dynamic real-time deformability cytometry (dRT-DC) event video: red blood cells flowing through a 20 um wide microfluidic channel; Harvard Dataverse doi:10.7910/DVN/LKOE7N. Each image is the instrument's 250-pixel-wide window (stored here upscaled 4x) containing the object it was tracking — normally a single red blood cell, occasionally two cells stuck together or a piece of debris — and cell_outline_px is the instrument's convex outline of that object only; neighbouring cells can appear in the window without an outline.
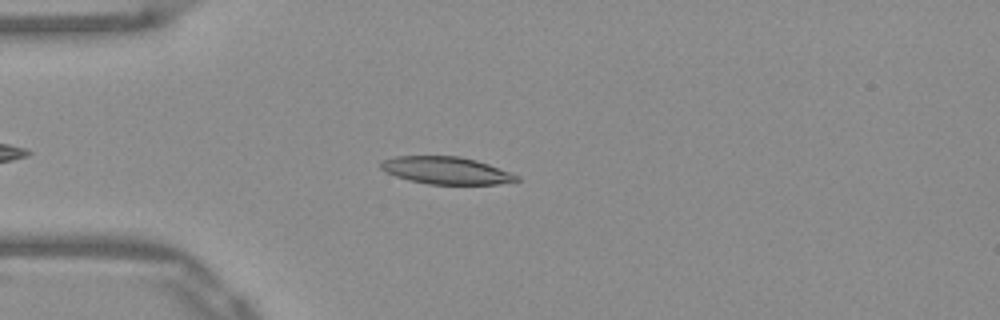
{"species": "Egyptian fruit bat (a non-hibernating species)", "species_latin": "Rousettus aegyptiacus", "temperature_condition": "warm", "stored_images_in_passage": 46, "camera_frame_rate_fps": 3000, "um_per_image_px": 0.085, "frame": {"image": 1, "passage_image": 8, "time_ms": 2.333, "image_size_px": [1000, 320], "cell_outline_px": [[520, 180], [496, 184], [428, 184], [408, 180], [384, 172], [380, 168], [380, 160], [396, 156], [460, 156], [476, 160], [488, 164], [520, 176]], "centroid_in_image_um": [37.88, 14.48], "position_along_channel_um": 47.1, "area_um2": 21.68}}
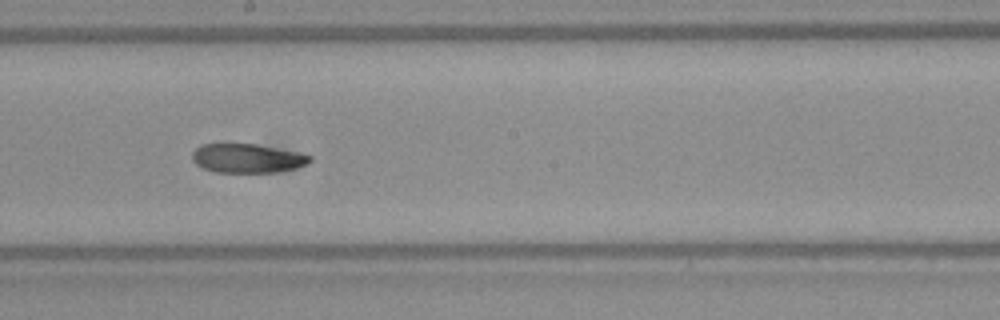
{"frame": {"image": 2, "passage_image": 23, "time_ms": 7.333, "image_size_px": [1000, 320], "cell_outline_px": [[312, 160], [296, 168], [276, 172], [216, 172], [204, 168], [196, 164], [192, 160], [192, 152], [200, 144], [256, 144], [296, 152], [312, 156]], "centroid_in_image_um": [20.99, 13.45], "position_along_channel_um": 227.2, "area_um2": 19.71}}
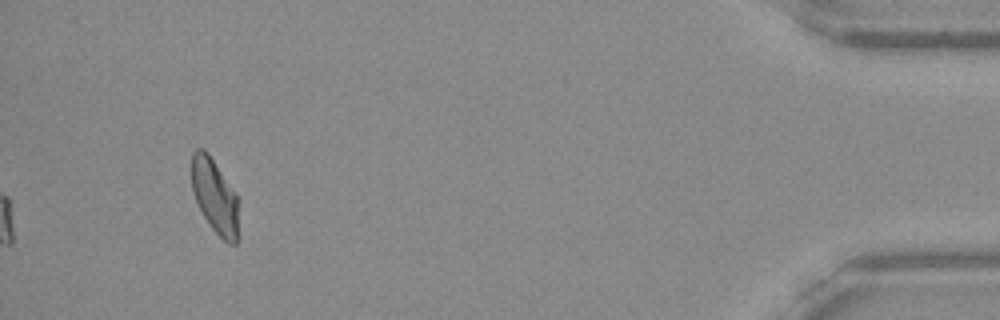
{"frame": {"image": 3, "passage_image": 43, "time_ms": 14.0, "image_size_px": [1000, 320], "cell_outline_px": [[236, 244], [228, 244], [212, 228], [204, 216], [192, 192], [192, 152], [196, 148], [204, 148], [208, 152], [236, 192]], "centroid_in_image_um": [18.22, 16.6], "position_along_channel_um": 417.0, "area_um2": 19.88}, "authors_computed_cell_mechanics": {"area_um2": 21.1837, "velocity_mm_per_s": 3.9101, "shape_relaxation_time_tau1_ms": 5.9141, "shape_relaxation_time_tau2_ms": 2.2796, "deformation_change_tau1": 0.1874, "deformation_change_tau2": 0.0796}}